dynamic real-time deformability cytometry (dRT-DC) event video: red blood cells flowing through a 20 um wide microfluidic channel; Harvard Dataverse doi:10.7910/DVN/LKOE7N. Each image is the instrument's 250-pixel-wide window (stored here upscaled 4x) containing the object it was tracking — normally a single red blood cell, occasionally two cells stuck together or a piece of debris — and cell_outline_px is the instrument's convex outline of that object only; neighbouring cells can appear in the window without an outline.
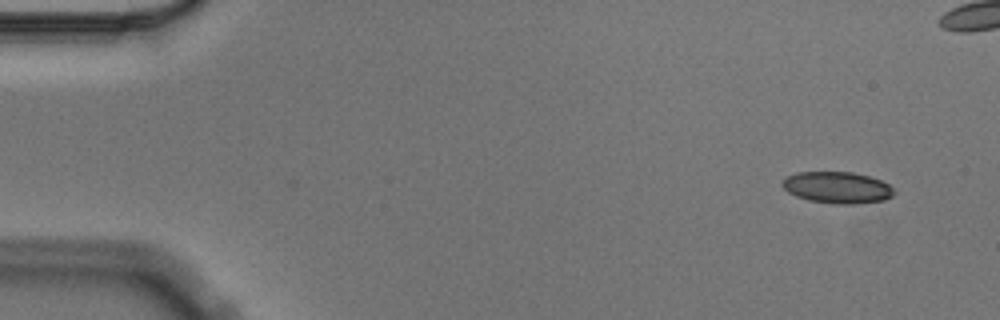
{"species": "Egyptian fruit bat (a non-hibernating species)", "species_latin": "Rousettus aegyptiacus", "temperature_condition": "cold", "stored_images_in_passage": 6, "camera_frame_rate_fps": 3000, "um_per_image_px": 0.085, "animal": {"sex": "male"}, "frame": {"image": 1, "passage_image": 1, "time_ms": 0.0, "image_size_px": [1000, 320], "cell_outline_px": [[896, 192], [892, 196], [884, 200], [856, 204], [832, 204], [808, 200], [796, 196], [788, 192], [780, 184], [788, 176], [796, 172], [852, 172], [868, 176], [880, 180], [888, 184]], "centroid_in_image_um": [71.16, 15.95], "position_along_channel_um": 13.8, "area_um2": 20.58}}